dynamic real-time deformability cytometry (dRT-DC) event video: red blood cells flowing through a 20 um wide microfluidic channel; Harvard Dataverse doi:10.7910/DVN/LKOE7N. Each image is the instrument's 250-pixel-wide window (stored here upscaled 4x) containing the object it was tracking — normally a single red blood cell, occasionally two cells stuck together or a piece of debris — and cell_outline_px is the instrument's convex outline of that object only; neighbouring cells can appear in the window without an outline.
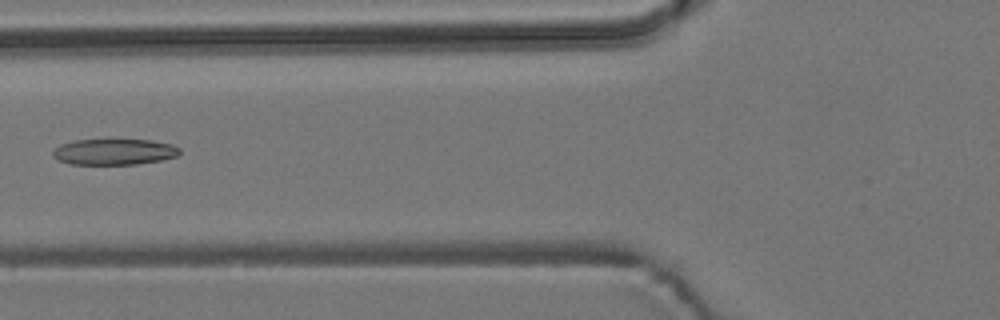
{"species": "common noctule bat (a hibernating species)", "species_latin": "Nyctalus noctula", "temperature_condition": "room temperature", "stored_images_in_passage": 6, "camera_frame_rate_fps": 3000, "um_per_image_px": 0.085, "animal": {"sex": "male", "body_mass_g": 19.2, "forearm_length_mm": 51.8}, "frame": {"image": 1, "passage_image": 5, "time_ms": 1.333, "image_size_px": [1000, 320], "cell_outline_px": [[180, 152], [176, 156], [160, 160], [136, 164], [68, 164], [52, 156], [52, 152], [60, 144], [72, 140], [152, 140], [172, 144], [180, 148]], "centroid_in_image_um": [9.69, 12.9], "position_along_channel_um": 116.1, "area_um2": 19.13}}
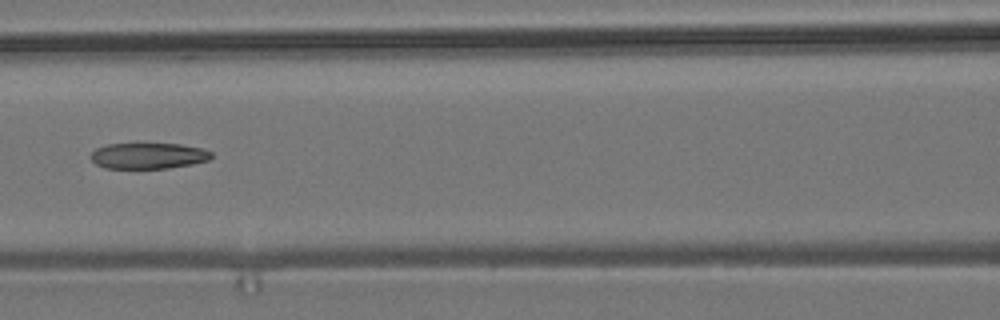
{"frame": {"image": 2, "passage_image": 6, "time_ms": 1.667, "image_size_px": [1000, 320], "cell_outline_px": [[212, 156], [208, 160], [192, 164], [168, 168], [104, 168], [96, 164], [92, 160], [92, 152], [96, 148], [108, 144], [136, 140], [180, 144], [204, 148], [212, 152]], "centroid_in_image_um": [12.6, 13.18], "position_along_channel_um": 154.0, "area_um2": 19.19}}